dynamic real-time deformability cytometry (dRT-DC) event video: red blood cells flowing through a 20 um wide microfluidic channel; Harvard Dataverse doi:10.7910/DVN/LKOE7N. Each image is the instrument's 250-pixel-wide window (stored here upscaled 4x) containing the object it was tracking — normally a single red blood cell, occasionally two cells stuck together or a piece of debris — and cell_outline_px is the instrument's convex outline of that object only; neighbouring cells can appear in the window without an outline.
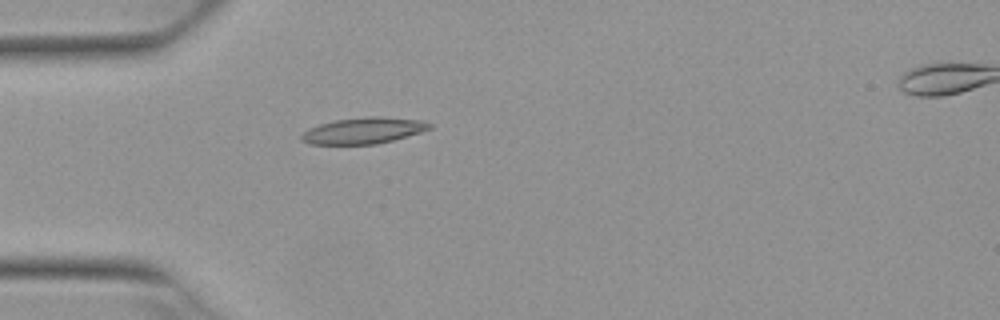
{"species": "Egyptian fruit bat (a non-hibernating species)", "species_latin": "Rousettus aegyptiacus", "temperature_condition": "warm", "stored_images_in_passage": 6, "camera_frame_rate_fps": 3000, "um_per_image_px": 0.085, "animal": {"sex": "female"}, "frame": {"image": 1, "passage_image": 5, "time_ms": 1.333, "image_size_px": [1000, 320], "cell_outline_px": [[432, 128], [420, 132], [392, 140], [376, 144], [308, 144], [300, 140], [300, 136], [308, 128], [320, 124], [336, 120], [368, 116], [380, 116], [420, 120], [432, 124]], "centroid_in_image_um": [30.87, 11.1], "position_along_channel_um": 54.1, "area_um2": 19.48}}